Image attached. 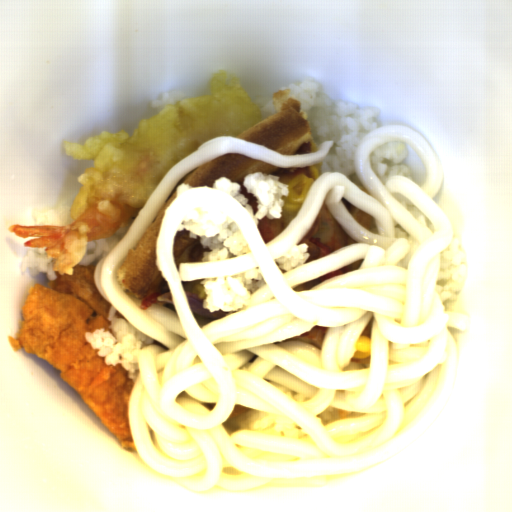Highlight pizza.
<instances>
[{"label": "pizza", "instance_id": "pizza-1", "mask_svg": "<svg viewBox=\"0 0 512 512\" xmlns=\"http://www.w3.org/2000/svg\"><path fill=\"white\" fill-rule=\"evenodd\" d=\"M299 173L312 178L314 184L322 174L321 162L308 168H278L243 154L227 153L194 168L173 188L134 249H128L118 269L117 280L121 290L138 298L139 302L171 293L156 265L157 242L164 212L180 193L190 188H212L219 178L232 180L241 186L248 174H272L289 193L290 180Z\"/></svg>", "mask_w": 512, "mask_h": 512}, {"label": "pizza", "instance_id": "pizza-2", "mask_svg": "<svg viewBox=\"0 0 512 512\" xmlns=\"http://www.w3.org/2000/svg\"><path fill=\"white\" fill-rule=\"evenodd\" d=\"M272 115L249 127L238 138L287 155H307L319 150L308 117L292 92L279 90Z\"/></svg>", "mask_w": 512, "mask_h": 512}, {"label": "pizza", "instance_id": "pizza-3", "mask_svg": "<svg viewBox=\"0 0 512 512\" xmlns=\"http://www.w3.org/2000/svg\"><path fill=\"white\" fill-rule=\"evenodd\" d=\"M303 243L308 244L307 252L310 254L306 261L308 263L333 253L348 244L358 242L348 236L323 203L314 224L297 245Z\"/></svg>", "mask_w": 512, "mask_h": 512}, {"label": "pizza", "instance_id": "pizza-4", "mask_svg": "<svg viewBox=\"0 0 512 512\" xmlns=\"http://www.w3.org/2000/svg\"><path fill=\"white\" fill-rule=\"evenodd\" d=\"M172 251L175 263L202 262L206 249L198 238H191L187 231L176 230Z\"/></svg>", "mask_w": 512, "mask_h": 512}, {"label": "pizza", "instance_id": "pizza-5", "mask_svg": "<svg viewBox=\"0 0 512 512\" xmlns=\"http://www.w3.org/2000/svg\"><path fill=\"white\" fill-rule=\"evenodd\" d=\"M297 212L299 211H292L285 208V211L278 219H266L262 217L256 223L265 245L284 230Z\"/></svg>", "mask_w": 512, "mask_h": 512}, {"label": "pizza", "instance_id": "pizza-6", "mask_svg": "<svg viewBox=\"0 0 512 512\" xmlns=\"http://www.w3.org/2000/svg\"><path fill=\"white\" fill-rule=\"evenodd\" d=\"M184 293L192 295L196 298H204L205 290L202 284V278L183 281L181 284Z\"/></svg>", "mask_w": 512, "mask_h": 512}, {"label": "pizza", "instance_id": "pizza-7", "mask_svg": "<svg viewBox=\"0 0 512 512\" xmlns=\"http://www.w3.org/2000/svg\"><path fill=\"white\" fill-rule=\"evenodd\" d=\"M327 327H316L309 334L298 337L300 341L316 344L321 351Z\"/></svg>", "mask_w": 512, "mask_h": 512}]
</instances>
